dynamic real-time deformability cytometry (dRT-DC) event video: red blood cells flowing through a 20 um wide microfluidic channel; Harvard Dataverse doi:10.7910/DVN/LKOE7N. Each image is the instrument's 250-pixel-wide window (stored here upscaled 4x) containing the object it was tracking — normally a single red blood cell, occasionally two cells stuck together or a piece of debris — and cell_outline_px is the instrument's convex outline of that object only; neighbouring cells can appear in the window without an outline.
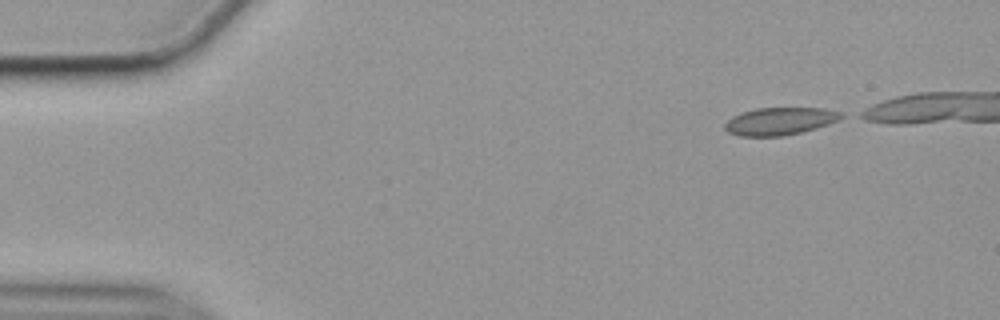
{"species": "common noctule bat (a hibernating species)", "species_latin": "Nyctalus noctula", "temperature_condition": "cold", "stored_images_in_passage": 44, "camera_frame_rate_fps": 3000, "um_per_image_px": 0.085, "animal": {"sex": "female", "body_mass_g": 19.9}, "frame": {"image": 1, "passage_image": 1, "time_ms": 0.0, "image_size_px": [1000, 320], "cell_outline_px": [[848, 116], [840, 120], [816, 128], [784, 136], [740, 136], [728, 132], [724, 128], [724, 124], [732, 116], [756, 108], [824, 108], [844, 112]], "centroid_in_image_um": [66.35, 10.29], "position_along_channel_um": 18.6, "area_um2": 18.84}}
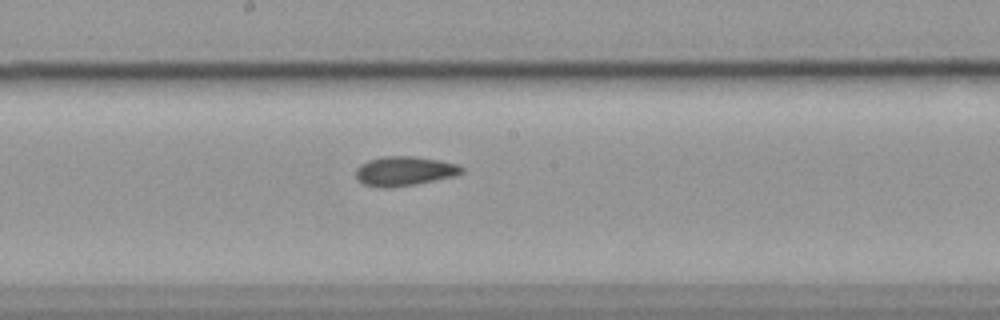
{"frame": {"image": 2, "passage_image": 25, "time_ms": 8.0, "image_size_px": [1000, 320], "cell_outline_px": [[464, 172], [456, 176], [416, 184], [388, 188], [384, 188], [364, 184], [356, 176], [356, 168], [360, 164], [368, 160], [384, 156], [412, 156], [440, 160], [460, 164], [464, 168]], "centroid_in_image_um": [34.42, 14.53], "position_along_channel_um": 213.8, "area_um2": 18.26}}
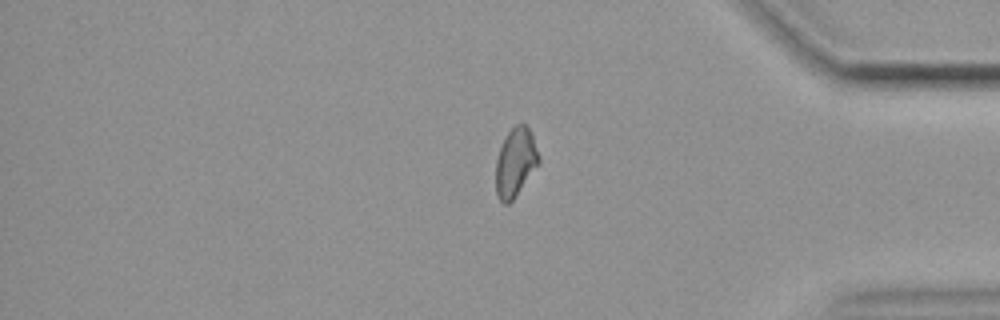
{"frame": {"image": 3, "passage_image": 42, "time_ms": 13.667, "image_size_px": [1000, 320], "cell_outline_px": [[540, 164], [512, 200], [508, 204], [504, 204], [496, 196], [496, 160], [500, 148], [508, 132], [516, 124], [524, 124], [532, 132], [540, 156]], "centroid_in_image_um": [43.84, 13.8], "position_along_channel_um": 391.4, "area_um2": 17.28}, "authors_computed_cell_mechanics": {"area_um2": 17.9758, "velocity_mm_per_s": 3.5345, "shape_relaxation_time_tau1_ms": null, "shape_relaxation_time_tau2_ms": 3.1779, "deformation_change_tau1": null, "deformation_change_tau2": 0.0926}}